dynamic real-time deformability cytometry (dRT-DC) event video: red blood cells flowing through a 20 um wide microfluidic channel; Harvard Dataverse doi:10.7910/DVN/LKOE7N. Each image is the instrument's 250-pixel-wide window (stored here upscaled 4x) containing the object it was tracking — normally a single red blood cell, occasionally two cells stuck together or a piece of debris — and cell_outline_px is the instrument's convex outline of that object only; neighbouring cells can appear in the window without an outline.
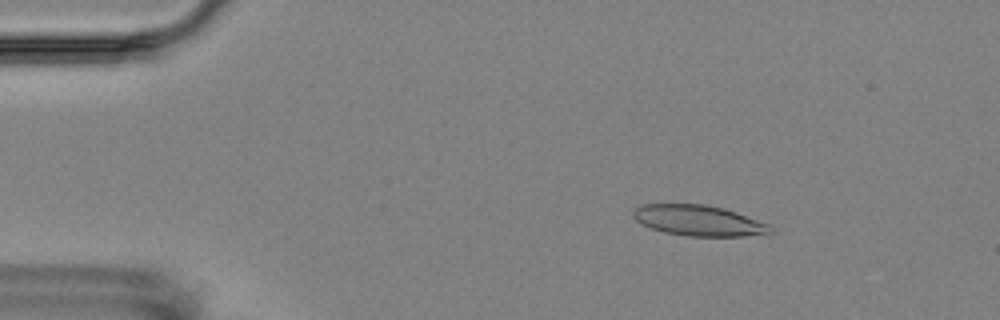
{"species": "Egyptian fruit bat (a non-hibernating species)", "species_latin": "Rousettus aegyptiacus", "temperature_condition": "room temperature", "stored_images_in_passage": 5, "camera_frame_rate_fps": 3000, "um_per_image_px": 0.085, "animal": {"sex": "female"}, "frame": {"image": 1, "passage_image": 3, "time_ms": 2.333, "image_size_px": [1000, 320], "cell_outline_px": [[776, 232], [772, 236], [688, 236], [664, 232], [640, 224], [632, 216], [632, 212], [636, 208], [644, 204], [704, 204], [724, 208], [736, 212], [768, 224]], "centroid_in_image_um": [59.46, 18.76], "position_along_channel_um": 25.5, "area_um2": 24.85}}